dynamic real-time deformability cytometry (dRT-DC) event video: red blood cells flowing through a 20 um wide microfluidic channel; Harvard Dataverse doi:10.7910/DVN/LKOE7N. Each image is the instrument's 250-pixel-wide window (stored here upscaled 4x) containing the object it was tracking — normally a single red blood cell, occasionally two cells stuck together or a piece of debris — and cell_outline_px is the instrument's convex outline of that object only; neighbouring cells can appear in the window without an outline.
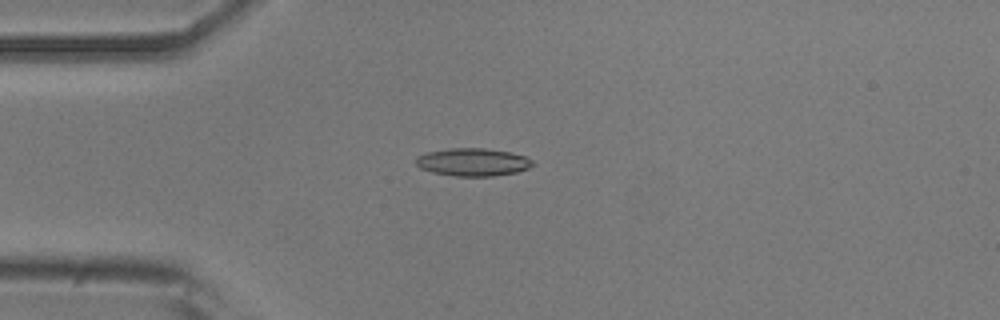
{"species": "common noctule bat (a hibernating species)", "species_latin": "Nyctalus noctula", "temperature_condition": "room temperature", "stored_images_in_passage": 51, "camera_frame_rate_fps": 3000, "um_per_image_px": 0.085, "animal": {"sex": "male", "body_mass_g": 20.5, "forearm_length_mm": 52.5}, "frame": {"image": 1, "passage_image": 12, "time_ms": 3.667, "image_size_px": [1000, 320], "cell_outline_px": [[536, 164], [528, 168], [516, 172], [492, 176], [452, 176], [432, 172], [420, 168], [416, 164], [416, 156], [428, 152], [448, 148], [484, 148], [512, 152], [524, 156], [532, 160]], "centroid_in_image_um": [40.19, 13.77], "position_along_channel_um": 44.8, "area_um2": 19.02}}
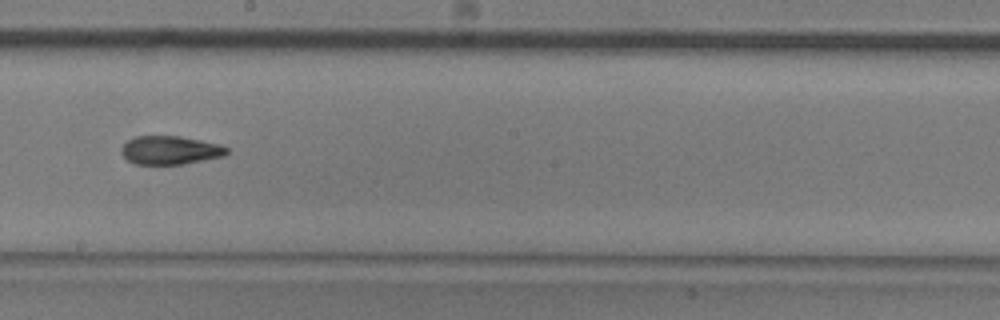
{"frame": {"image": 2, "passage_image": 28, "time_ms": 9.0, "image_size_px": [1000, 320], "cell_outline_px": [[228, 152], [224, 156], [184, 164], [136, 164], [128, 160], [120, 152], [120, 148], [128, 140], [136, 136], [180, 136], [220, 144], [228, 148]], "centroid_in_image_um": [14.46, 12.76], "position_along_channel_um": 233.7, "area_um2": 17.51}}
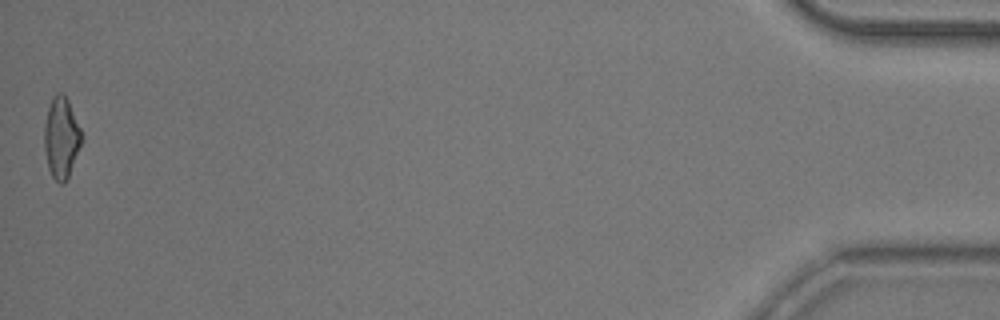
{"frame": {"image": 3, "passage_image": 51, "time_ms": 16.667, "image_size_px": [1000, 320], "cell_outline_px": [[84, 140], [68, 176], [64, 184], [60, 184], [52, 176], [48, 168], [44, 148], [44, 128], [48, 108], [52, 100], [60, 92], [68, 100], [84, 136]], "centroid_in_image_um": [5.24, 11.75], "position_along_channel_um": 430.0, "area_um2": 17.57}, "authors_computed_cell_mechanics": {"area_um2": 18.0914, "velocity_mm_per_s": 3.8335, "shape_relaxation_time_tau1_ms": 7.1531, "shape_relaxation_time_tau2_ms": 3.4065, "deformation_change_tau1": 0.1791, "deformation_change_tau2": 0.1156}}